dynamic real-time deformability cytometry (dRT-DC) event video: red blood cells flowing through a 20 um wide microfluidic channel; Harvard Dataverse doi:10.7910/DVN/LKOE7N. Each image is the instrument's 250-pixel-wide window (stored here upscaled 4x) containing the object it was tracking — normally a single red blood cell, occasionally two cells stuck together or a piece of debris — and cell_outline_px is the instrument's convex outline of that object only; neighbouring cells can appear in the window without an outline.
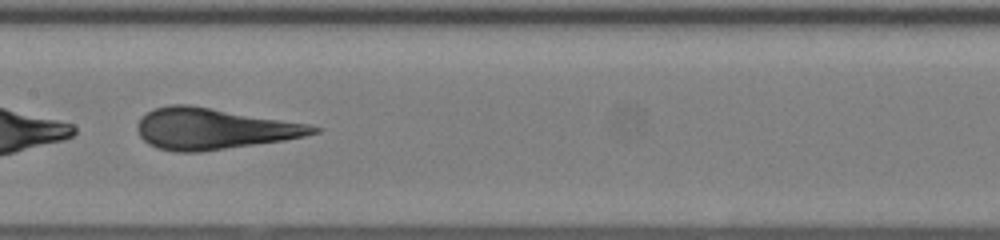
{"species": "human", "species_latin": "Homo sapiens", "temperature_condition": "room temperature", "stored_images_in_passage": 49, "camera_frame_rate_fps": 3000, "um_per_image_px": 0.085, "donor": {"sex": "female"}, "frame": {"image": 1, "passage_image": 28, "time_ms": 9.0, "image_size_px": [1000, 240], "cell_outline_px": [[320, 132], [304, 136], [284, 140], [200, 152], [176, 152], [156, 148], [148, 144], [140, 136], [136, 128], [136, 124], [140, 116], [156, 108], [172, 104], [188, 104], [312, 124], [320, 128]], "centroid_in_image_um": [18.14, 10.94], "position_along_channel_um": 189.3, "area_um2": 42.31}}
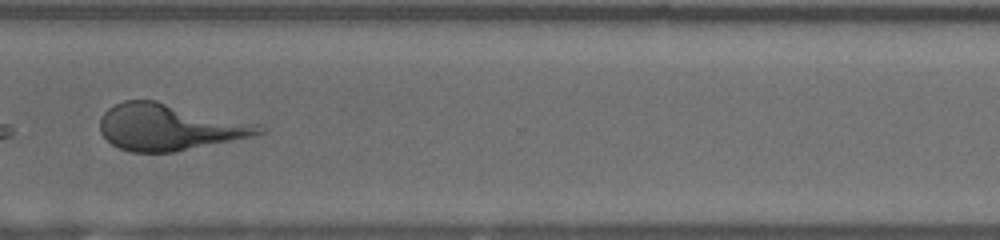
{"frame": {"image": 2, "passage_image": 40, "time_ms": 13.0, "image_size_px": [1000, 240], "cell_outline_px": [[268, 128], [264, 132], [252, 136], [176, 152], [132, 152], [120, 148], [112, 144], [100, 132], [100, 120], [104, 112], [108, 108], [124, 100], [156, 100], [260, 124]], "centroid_in_image_um": [14.41, 10.8], "position_along_channel_um": 356.2, "area_um2": 43.06}}